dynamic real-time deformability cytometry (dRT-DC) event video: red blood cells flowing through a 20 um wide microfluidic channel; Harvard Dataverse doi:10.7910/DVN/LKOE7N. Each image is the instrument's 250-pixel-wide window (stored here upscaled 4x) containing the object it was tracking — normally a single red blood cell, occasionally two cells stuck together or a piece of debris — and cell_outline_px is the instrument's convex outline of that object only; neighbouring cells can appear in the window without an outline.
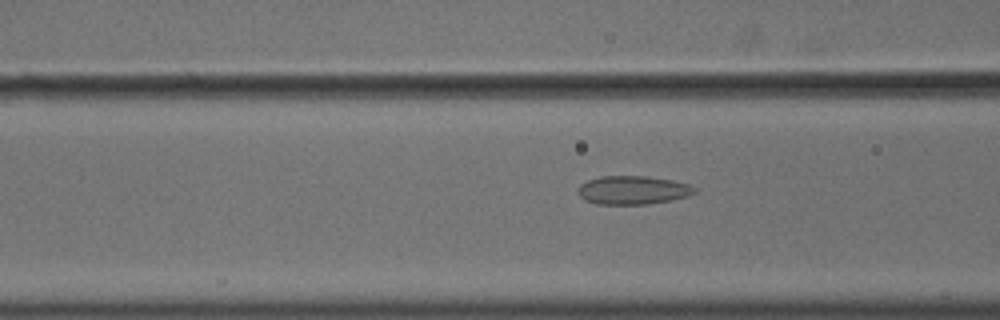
{"species": "common noctule bat (a hibernating species)", "species_latin": "Nyctalus noctula", "temperature_condition": "cold", "stored_images_in_passage": 36, "camera_frame_rate_fps": 3000, "um_per_image_px": 0.085, "animal": {"sex": "male", "body_mass_g": 18.8}, "frame": {"image": 1, "passage_image": 8, "time_ms": 2.333, "image_size_px": [1000, 320], "cell_outline_px": [[696, 192], [688, 196], [672, 200], [648, 204], [596, 204], [584, 200], [580, 196], [580, 184], [588, 180], [600, 176], [648, 176], [672, 180], [688, 184], [696, 188]], "centroid_in_image_um": [53.81, 16.16], "position_along_channel_um": 112.8, "area_um2": 19.36}}
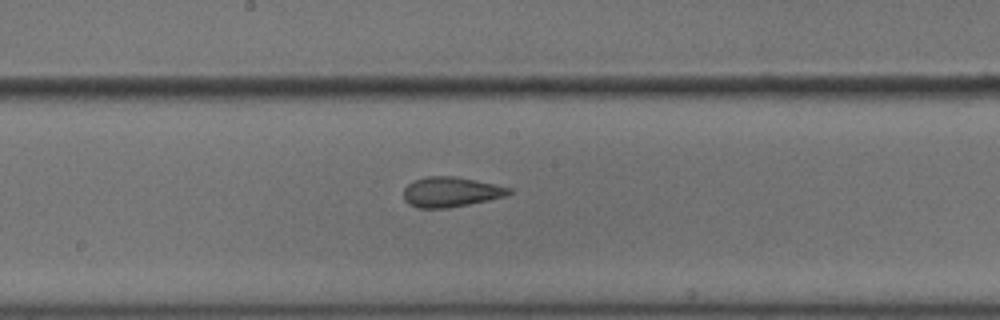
{"frame": {"image": 2, "passage_image": 16, "time_ms": 5.0, "image_size_px": [1000, 320], "cell_outline_px": [[512, 192], [504, 196], [488, 200], [448, 208], [420, 208], [408, 204], [404, 200], [404, 188], [408, 184], [424, 176], [452, 176], [476, 180], [496, 184], [512, 188]], "centroid_in_image_um": [38.31, 16.31], "position_along_channel_um": 209.9, "area_um2": 18.38}}
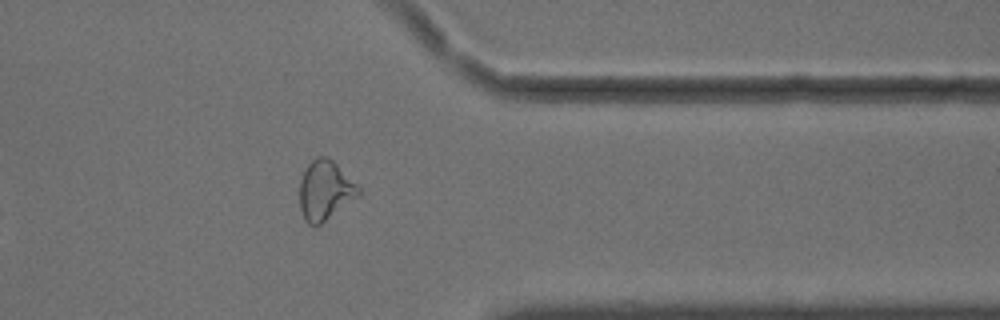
{"frame": {"image": 3, "passage_image": 31, "time_ms": 10.0, "image_size_px": [1000, 320], "cell_outline_px": [[360, 196], [316, 228], [308, 224], [304, 220], [300, 208], [300, 180], [304, 168], [316, 156], [324, 156], [332, 160], [360, 188]], "centroid_in_image_um": [27.62, 16.22], "position_along_channel_um": 383.8, "area_um2": 20.63}, "authors_computed_cell_mechanics": {"area_um2": 18.9584, "velocity_mm_per_s": 3.6261, "shape_relaxation_time_tau1_ms": null, "shape_relaxation_time_tau2_ms": 1.9081, "deformation_change_tau1": null, "deformation_change_tau2": 0.0709}}